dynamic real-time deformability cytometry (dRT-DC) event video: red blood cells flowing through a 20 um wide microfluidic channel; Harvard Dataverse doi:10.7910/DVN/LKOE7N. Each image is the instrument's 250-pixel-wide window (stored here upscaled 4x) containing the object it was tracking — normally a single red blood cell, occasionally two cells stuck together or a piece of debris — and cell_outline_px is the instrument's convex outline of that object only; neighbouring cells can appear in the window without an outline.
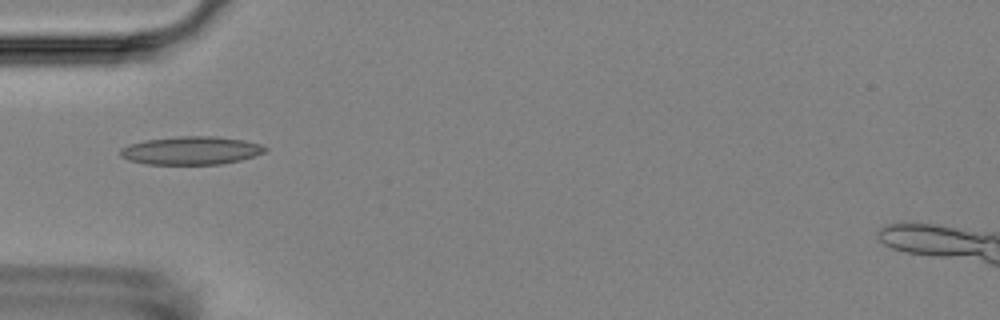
{"species": "Egyptian fruit bat (a non-hibernating species)", "species_latin": "Rousettus aegyptiacus", "temperature_condition": "room temperature", "stored_images_in_passage": 5, "camera_frame_rate_fps": 3000, "um_per_image_px": 0.085, "animal": {"sex": "female"}, "frame": {"image": 1, "passage_image": 4, "time_ms": 3.333, "image_size_px": [1000, 320], "cell_outline_px": [[268, 148], [264, 152], [256, 156], [240, 160], [220, 164], [144, 164], [128, 160], [120, 156], [120, 148], [128, 144], [144, 140], [180, 136], [216, 136], [244, 140], [260, 144]], "centroid_in_image_um": [16.22, 12.79], "position_along_channel_um": 68.8, "area_um2": 23.93}}
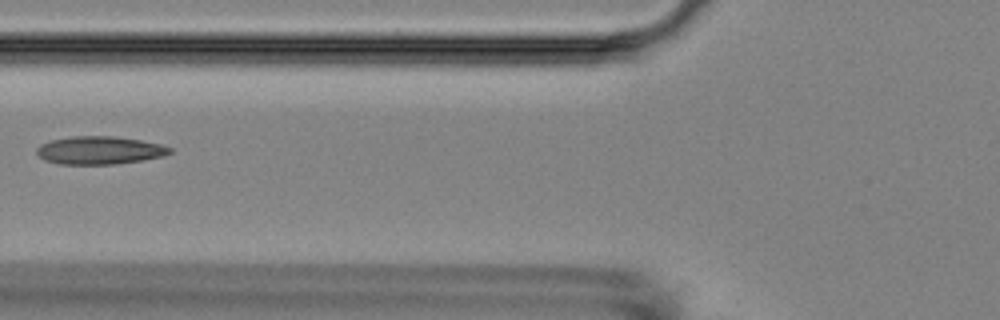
{"frame": {"image": 2, "passage_image": 5, "time_ms": 4.667, "image_size_px": [1000, 320], "cell_outline_px": [[172, 152], [164, 156], [116, 164], [60, 164], [44, 160], [36, 152], [36, 148], [40, 144], [52, 140], [72, 136], [116, 136], [140, 140], [160, 144], [172, 148]], "centroid_in_image_um": [8.46, 12.77], "position_along_channel_um": 117.3, "area_um2": 21.68}}